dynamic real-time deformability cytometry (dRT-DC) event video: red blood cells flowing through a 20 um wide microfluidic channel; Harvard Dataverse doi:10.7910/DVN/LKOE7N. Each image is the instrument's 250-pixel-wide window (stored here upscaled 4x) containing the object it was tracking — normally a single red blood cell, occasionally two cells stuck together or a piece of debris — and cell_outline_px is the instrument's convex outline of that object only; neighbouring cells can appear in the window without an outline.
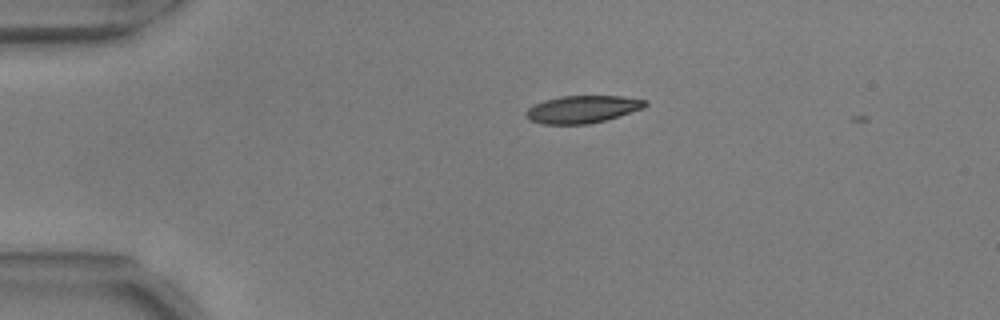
{"species": "common noctule bat (a hibernating species)", "species_latin": "Nyctalus noctula", "temperature_condition": "warm", "stored_images_in_passage": 5, "camera_frame_rate_fps": 3000, "um_per_image_px": 0.085, "animal": {"sex": "male", "body_mass_g": 17.9, "forearm_length_mm": 54.2}, "frame": {"image": 1, "passage_image": 3, "time_ms": 0.667, "image_size_px": [1000, 320], "cell_outline_px": [[648, 104], [644, 108], [604, 120], [588, 124], [540, 124], [528, 120], [524, 116], [524, 112], [528, 108], [544, 100], [560, 96], [620, 96], [648, 100]], "centroid_in_image_um": [49.47, 9.29], "position_along_channel_um": 35.5, "area_um2": 19.13}}